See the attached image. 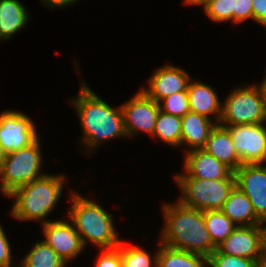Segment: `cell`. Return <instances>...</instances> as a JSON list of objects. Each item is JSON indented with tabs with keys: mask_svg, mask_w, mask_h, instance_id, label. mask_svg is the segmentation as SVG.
Returning a JSON list of instances; mask_svg holds the SVG:
<instances>
[{
	"mask_svg": "<svg viewBox=\"0 0 266 267\" xmlns=\"http://www.w3.org/2000/svg\"><path fill=\"white\" fill-rule=\"evenodd\" d=\"M181 189L183 205L202 211L221 210L236 186L234 172L225 179L208 180L191 177H174Z\"/></svg>",
	"mask_w": 266,
	"mask_h": 267,
	"instance_id": "5",
	"label": "cell"
},
{
	"mask_svg": "<svg viewBox=\"0 0 266 267\" xmlns=\"http://www.w3.org/2000/svg\"><path fill=\"white\" fill-rule=\"evenodd\" d=\"M253 0H235L234 23L253 19Z\"/></svg>",
	"mask_w": 266,
	"mask_h": 267,
	"instance_id": "30",
	"label": "cell"
},
{
	"mask_svg": "<svg viewBox=\"0 0 266 267\" xmlns=\"http://www.w3.org/2000/svg\"><path fill=\"white\" fill-rule=\"evenodd\" d=\"M256 267H266V251L257 260Z\"/></svg>",
	"mask_w": 266,
	"mask_h": 267,
	"instance_id": "37",
	"label": "cell"
},
{
	"mask_svg": "<svg viewBox=\"0 0 266 267\" xmlns=\"http://www.w3.org/2000/svg\"><path fill=\"white\" fill-rule=\"evenodd\" d=\"M124 127L128 137L137 132H147L151 136L155 127L159 104L150 99L142 90L138 91L129 101L121 105Z\"/></svg>",
	"mask_w": 266,
	"mask_h": 267,
	"instance_id": "11",
	"label": "cell"
},
{
	"mask_svg": "<svg viewBox=\"0 0 266 267\" xmlns=\"http://www.w3.org/2000/svg\"><path fill=\"white\" fill-rule=\"evenodd\" d=\"M216 249L223 254L257 261L266 251V228L263 224L237 227Z\"/></svg>",
	"mask_w": 266,
	"mask_h": 267,
	"instance_id": "9",
	"label": "cell"
},
{
	"mask_svg": "<svg viewBox=\"0 0 266 267\" xmlns=\"http://www.w3.org/2000/svg\"><path fill=\"white\" fill-rule=\"evenodd\" d=\"M159 102L161 111L174 116L183 117L190 111L189 96L187 91H181L169 95ZM162 103V104H161Z\"/></svg>",
	"mask_w": 266,
	"mask_h": 267,
	"instance_id": "26",
	"label": "cell"
},
{
	"mask_svg": "<svg viewBox=\"0 0 266 267\" xmlns=\"http://www.w3.org/2000/svg\"><path fill=\"white\" fill-rule=\"evenodd\" d=\"M70 218L76 232L80 235L83 245L89 241L102 249L116 248L120 243L115 231L112 214L90 199L71 193Z\"/></svg>",
	"mask_w": 266,
	"mask_h": 267,
	"instance_id": "4",
	"label": "cell"
},
{
	"mask_svg": "<svg viewBox=\"0 0 266 267\" xmlns=\"http://www.w3.org/2000/svg\"><path fill=\"white\" fill-rule=\"evenodd\" d=\"M22 262L28 267H66L62 259L44 241L36 242Z\"/></svg>",
	"mask_w": 266,
	"mask_h": 267,
	"instance_id": "24",
	"label": "cell"
},
{
	"mask_svg": "<svg viewBox=\"0 0 266 267\" xmlns=\"http://www.w3.org/2000/svg\"><path fill=\"white\" fill-rule=\"evenodd\" d=\"M7 236L0 225V267H11L12 252Z\"/></svg>",
	"mask_w": 266,
	"mask_h": 267,
	"instance_id": "31",
	"label": "cell"
},
{
	"mask_svg": "<svg viewBox=\"0 0 266 267\" xmlns=\"http://www.w3.org/2000/svg\"><path fill=\"white\" fill-rule=\"evenodd\" d=\"M263 124L266 125V117H265V120H264ZM265 125H264V128H265V131H266V126Z\"/></svg>",
	"mask_w": 266,
	"mask_h": 267,
	"instance_id": "39",
	"label": "cell"
},
{
	"mask_svg": "<svg viewBox=\"0 0 266 267\" xmlns=\"http://www.w3.org/2000/svg\"><path fill=\"white\" fill-rule=\"evenodd\" d=\"M6 155H7V152L2 148V146L0 144V171L3 168L4 161L6 159Z\"/></svg>",
	"mask_w": 266,
	"mask_h": 267,
	"instance_id": "36",
	"label": "cell"
},
{
	"mask_svg": "<svg viewBox=\"0 0 266 267\" xmlns=\"http://www.w3.org/2000/svg\"><path fill=\"white\" fill-rule=\"evenodd\" d=\"M29 17L18 0H0V39L9 40L26 25Z\"/></svg>",
	"mask_w": 266,
	"mask_h": 267,
	"instance_id": "20",
	"label": "cell"
},
{
	"mask_svg": "<svg viewBox=\"0 0 266 267\" xmlns=\"http://www.w3.org/2000/svg\"><path fill=\"white\" fill-rule=\"evenodd\" d=\"M211 267H256V260L220 253L217 249L208 257Z\"/></svg>",
	"mask_w": 266,
	"mask_h": 267,
	"instance_id": "28",
	"label": "cell"
},
{
	"mask_svg": "<svg viewBox=\"0 0 266 267\" xmlns=\"http://www.w3.org/2000/svg\"><path fill=\"white\" fill-rule=\"evenodd\" d=\"M265 79H263V82L260 85H257L261 91L262 97L264 98V101L266 102V75L264 76Z\"/></svg>",
	"mask_w": 266,
	"mask_h": 267,
	"instance_id": "35",
	"label": "cell"
},
{
	"mask_svg": "<svg viewBox=\"0 0 266 267\" xmlns=\"http://www.w3.org/2000/svg\"><path fill=\"white\" fill-rule=\"evenodd\" d=\"M39 138L28 147L8 152L0 171L2 194L9 195L14 189L45 175L41 174L42 154Z\"/></svg>",
	"mask_w": 266,
	"mask_h": 267,
	"instance_id": "6",
	"label": "cell"
},
{
	"mask_svg": "<svg viewBox=\"0 0 266 267\" xmlns=\"http://www.w3.org/2000/svg\"><path fill=\"white\" fill-rule=\"evenodd\" d=\"M79 95L72 104L83 128V142L91 152L102 141L127 136L121 106L114 109L82 81ZM108 139V140H107Z\"/></svg>",
	"mask_w": 266,
	"mask_h": 267,
	"instance_id": "2",
	"label": "cell"
},
{
	"mask_svg": "<svg viewBox=\"0 0 266 267\" xmlns=\"http://www.w3.org/2000/svg\"><path fill=\"white\" fill-rule=\"evenodd\" d=\"M253 20L266 27V0H253Z\"/></svg>",
	"mask_w": 266,
	"mask_h": 267,
	"instance_id": "32",
	"label": "cell"
},
{
	"mask_svg": "<svg viewBox=\"0 0 266 267\" xmlns=\"http://www.w3.org/2000/svg\"><path fill=\"white\" fill-rule=\"evenodd\" d=\"M213 120L189 111L181 118V145H188L190 150L202 149L210 131L216 125ZM214 123V124H213Z\"/></svg>",
	"mask_w": 266,
	"mask_h": 267,
	"instance_id": "18",
	"label": "cell"
},
{
	"mask_svg": "<svg viewBox=\"0 0 266 267\" xmlns=\"http://www.w3.org/2000/svg\"><path fill=\"white\" fill-rule=\"evenodd\" d=\"M266 117V102L257 85L234 89L222 105L219 124L233 126L263 123Z\"/></svg>",
	"mask_w": 266,
	"mask_h": 267,
	"instance_id": "7",
	"label": "cell"
},
{
	"mask_svg": "<svg viewBox=\"0 0 266 267\" xmlns=\"http://www.w3.org/2000/svg\"><path fill=\"white\" fill-rule=\"evenodd\" d=\"M181 117L159 111L152 137H158L173 147L181 146Z\"/></svg>",
	"mask_w": 266,
	"mask_h": 267,
	"instance_id": "22",
	"label": "cell"
},
{
	"mask_svg": "<svg viewBox=\"0 0 266 267\" xmlns=\"http://www.w3.org/2000/svg\"><path fill=\"white\" fill-rule=\"evenodd\" d=\"M214 0H185L187 5H203V9L208 7Z\"/></svg>",
	"mask_w": 266,
	"mask_h": 267,
	"instance_id": "34",
	"label": "cell"
},
{
	"mask_svg": "<svg viewBox=\"0 0 266 267\" xmlns=\"http://www.w3.org/2000/svg\"><path fill=\"white\" fill-rule=\"evenodd\" d=\"M235 0H214L204 9L207 16L215 22L232 20L234 23Z\"/></svg>",
	"mask_w": 266,
	"mask_h": 267,
	"instance_id": "27",
	"label": "cell"
},
{
	"mask_svg": "<svg viewBox=\"0 0 266 267\" xmlns=\"http://www.w3.org/2000/svg\"><path fill=\"white\" fill-rule=\"evenodd\" d=\"M164 226L160 243L194 254L209 257L216 246L206 229L202 210L183 205L180 201L164 203Z\"/></svg>",
	"mask_w": 266,
	"mask_h": 267,
	"instance_id": "1",
	"label": "cell"
},
{
	"mask_svg": "<svg viewBox=\"0 0 266 267\" xmlns=\"http://www.w3.org/2000/svg\"><path fill=\"white\" fill-rule=\"evenodd\" d=\"M206 229L210 234L212 243L218 247L237 226L221 211H203Z\"/></svg>",
	"mask_w": 266,
	"mask_h": 267,
	"instance_id": "23",
	"label": "cell"
},
{
	"mask_svg": "<svg viewBox=\"0 0 266 267\" xmlns=\"http://www.w3.org/2000/svg\"><path fill=\"white\" fill-rule=\"evenodd\" d=\"M34 122L19 111H3L0 114V144L8 153L28 147L39 137Z\"/></svg>",
	"mask_w": 266,
	"mask_h": 267,
	"instance_id": "10",
	"label": "cell"
},
{
	"mask_svg": "<svg viewBox=\"0 0 266 267\" xmlns=\"http://www.w3.org/2000/svg\"><path fill=\"white\" fill-rule=\"evenodd\" d=\"M13 267V265L11 266ZM18 267H28L27 265H25L23 262H22V265L18 266Z\"/></svg>",
	"mask_w": 266,
	"mask_h": 267,
	"instance_id": "38",
	"label": "cell"
},
{
	"mask_svg": "<svg viewBox=\"0 0 266 267\" xmlns=\"http://www.w3.org/2000/svg\"><path fill=\"white\" fill-rule=\"evenodd\" d=\"M44 3V6L50 7H57L63 8L66 7L68 4H74L77 0H41ZM79 1V0H78Z\"/></svg>",
	"mask_w": 266,
	"mask_h": 267,
	"instance_id": "33",
	"label": "cell"
},
{
	"mask_svg": "<svg viewBox=\"0 0 266 267\" xmlns=\"http://www.w3.org/2000/svg\"><path fill=\"white\" fill-rule=\"evenodd\" d=\"M202 149L229 167L233 172L242 165L229 130L225 126L216 124L210 131Z\"/></svg>",
	"mask_w": 266,
	"mask_h": 267,
	"instance_id": "16",
	"label": "cell"
},
{
	"mask_svg": "<svg viewBox=\"0 0 266 267\" xmlns=\"http://www.w3.org/2000/svg\"><path fill=\"white\" fill-rule=\"evenodd\" d=\"M236 186L248 197L257 217L266 223V164L241 165L235 172Z\"/></svg>",
	"mask_w": 266,
	"mask_h": 267,
	"instance_id": "12",
	"label": "cell"
},
{
	"mask_svg": "<svg viewBox=\"0 0 266 267\" xmlns=\"http://www.w3.org/2000/svg\"><path fill=\"white\" fill-rule=\"evenodd\" d=\"M190 111L203 115L207 118L215 114V124H219L222 105L219 98L210 86L202 82H189L187 88Z\"/></svg>",
	"mask_w": 266,
	"mask_h": 267,
	"instance_id": "17",
	"label": "cell"
},
{
	"mask_svg": "<svg viewBox=\"0 0 266 267\" xmlns=\"http://www.w3.org/2000/svg\"><path fill=\"white\" fill-rule=\"evenodd\" d=\"M42 226L45 235V240L42 241L49 245L65 264L85 248L80 235L68 221L51 220Z\"/></svg>",
	"mask_w": 266,
	"mask_h": 267,
	"instance_id": "13",
	"label": "cell"
},
{
	"mask_svg": "<svg viewBox=\"0 0 266 267\" xmlns=\"http://www.w3.org/2000/svg\"><path fill=\"white\" fill-rule=\"evenodd\" d=\"M65 177L63 175H48L31 181L14 189L7 197L15 201L10 211L11 215L23 221L36 220L42 224L60 199Z\"/></svg>",
	"mask_w": 266,
	"mask_h": 267,
	"instance_id": "3",
	"label": "cell"
},
{
	"mask_svg": "<svg viewBox=\"0 0 266 267\" xmlns=\"http://www.w3.org/2000/svg\"><path fill=\"white\" fill-rule=\"evenodd\" d=\"M190 75L184 69L173 65L158 68L149 79V87L141 90L157 103L169 95L187 91Z\"/></svg>",
	"mask_w": 266,
	"mask_h": 267,
	"instance_id": "14",
	"label": "cell"
},
{
	"mask_svg": "<svg viewBox=\"0 0 266 267\" xmlns=\"http://www.w3.org/2000/svg\"><path fill=\"white\" fill-rule=\"evenodd\" d=\"M221 211L237 227L264 224L257 217L251 201L237 186L231 191Z\"/></svg>",
	"mask_w": 266,
	"mask_h": 267,
	"instance_id": "19",
	"label": "cell"
},
{
	"mask_svg": "<svg viewBox=\"0 0 266 267\" xmlns=\"http://www.w3.org/2000/svg\"><path fill=\"white\" fill-rule=\"evenodd\" d=\"M225 127L229 130L242 165L266 162V131L263 123Z\"/></svg>",
	"mask_w": 266,
	"mask_h": 267,
	"instance_id": "8",
	"label": "cell"
},
{
	"mask_svg": "<svg viewBox=\"0 0 266 267\" xmlns=\"http://www.w3.org/2000/svg\"><path fill=\"white\" fill-rule=\"evenodd\" d=\"M120 254L122 267H157V254H150L138 246L120 243Z\"/></svg>",
	"mask_w": 266,
	"mask_h": 267,
	"instance_id": "25",
	"label": "cell"
},
{
	"mask_svg": "<svg viewBox=\"0 0 266 267\" xmlns=\"http://www.w3.org/2000/svg\"><path fill=\"white\" fill-rule=\"evenodd\" d=\"M157 267H206L208 257L171 248L159 242Z\"/></svg>",
	"mask_w": 266,
	"mask_h": 267,
	"instance_id": "21",
	"label": "cell"
},
{
	"mask_svg": "<svg viewBox=\"0 0 266 267\" xmlns=\"http://www.w3.org/2000/svg\"><path fill=\"white\" fill-rule=\"evenodd\" d=\"M185 173L175 177H191L217 180L228 178L233 171L203 149L186 151L184 158Z\"/></svg>",
	"mask_w": 266,
	"mask_h": 267,
	"instance_id": "15",
	"label": "cell"
},
{
	"mask_svg": "<svg viewBox=\"0 0 266 267\" xmlns=\"http://www.w3.org/2000/svg\"><path fill=\"white\" fill-rule=\"evenodd\" d=\"M96 267H122L120 244L116 248L102 249L96 260Z\"/></svg>",
	"mask_w": 266,
	"mask_h": 267,
	"instance_id": "29",
	"label": "cell"
}]
</instances>
